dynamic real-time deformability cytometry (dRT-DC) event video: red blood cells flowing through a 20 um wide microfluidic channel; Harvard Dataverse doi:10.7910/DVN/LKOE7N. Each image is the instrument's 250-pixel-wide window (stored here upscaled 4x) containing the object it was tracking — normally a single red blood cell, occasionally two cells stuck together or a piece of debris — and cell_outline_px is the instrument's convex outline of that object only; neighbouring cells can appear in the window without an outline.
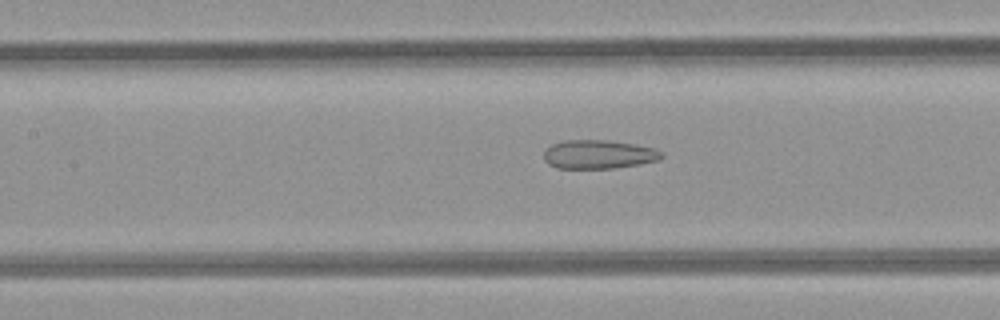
{"species": "common noctule bat (a hibernating species)", "species_latin": "Nyctalus noctula", "temperature_condition": "room temperature", "stored_images_in_passage": 40, "camera_frame_rate_fps": 3000, "um_per_image_px": 0.085, "animal": {"sex": "female", "body_mass_g": 21.9}, "frame": {"image": 1, "passage_image": 13, "time_ms": 4.0, "image_size_px": [1000, 320], "cell_outline_px": [[664, 156], [660, 160], [640, 164], [612, 168], [556, 168], [548, 164], [544, 160], [544, 152], [552, 144], [564, 140], [604, 140], [632, 144], [656, 148], [664, 152]], "centroid_in_image_um": [50.91, 13.12], "position_along_channel_um": 156.5, "area_um2": 19.77}}
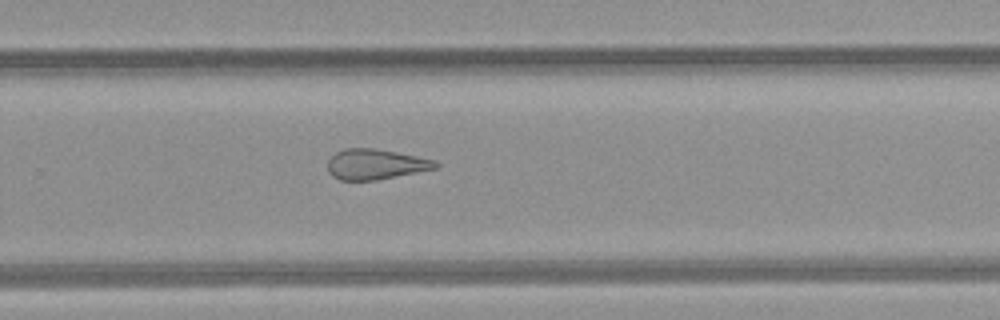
{"frame": {"image": 2, "passage_image": 23, "time_ms": 7.333, "image_size_px": [1000, 320], "cell_outline_px": [[440, 164], [436, 168], [376, 180], [340, 180], [332, 176], [328, 172], [328, 160], [336, 152], [344, 148], [376, 148], [436, 160]], "centroid_in_image_um": [31.9, 13.95], "position_along_channel_um": 297.9, "area_um2": 19.02}}
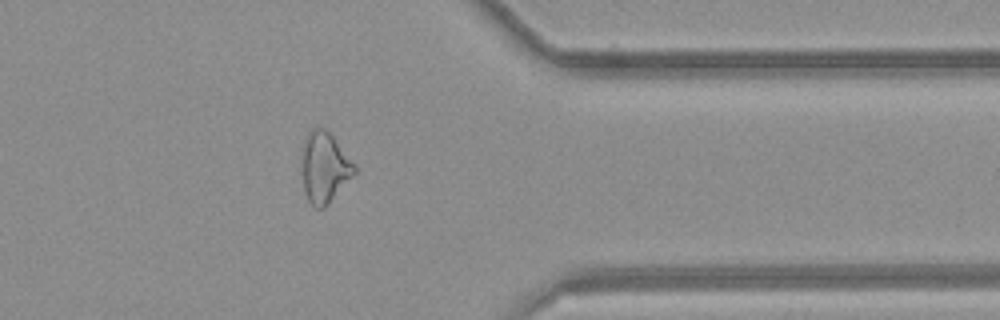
{"frame": {"image": 3, "passage_image": 30, "time_ms": 9.667, "image_size_px": [1000, 320], "cell_outline_px": [[356, 172], [324, 208], [316, 208], [308, 200], [304, 192], [300, 160], [300, 156], [304, 136], [312, 128], [324, 128], [332, 136], [356, 168]], "centroid_in_image_um": [27.5, 14.22], "position_along_channel_um": 383.9, "area_um2": 21.56}, "authors_computed_cell_mechanics": {"area_um2": 21.5594, "velocity_mm_per_s": 4.2493, "shape_relaxation_time_tau1_ms": null, "shape_relaxation_time_tau2_ms": 2.4273, "deformation_change_tau1": null, "deformation_change_tau2": 0.1221}}